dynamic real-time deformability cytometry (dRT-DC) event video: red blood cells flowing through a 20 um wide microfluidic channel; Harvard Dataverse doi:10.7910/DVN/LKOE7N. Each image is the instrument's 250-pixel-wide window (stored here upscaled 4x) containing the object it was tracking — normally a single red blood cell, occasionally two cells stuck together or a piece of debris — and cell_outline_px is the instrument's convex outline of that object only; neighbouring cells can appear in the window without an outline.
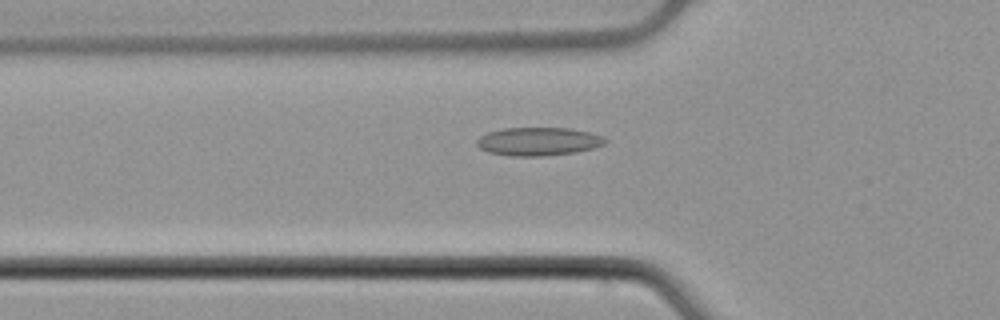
{"species": "common noctule bat (a hibernating species)", "species_latin": "Nyctalus noctula", "temperature_condition": "cold", "stored_images_in_passage": 48, "camera_frame_rate_fps": 3000, "um_per_image_px": 0.085, "animal": {"sex": "male", "body_mass_g": 21.5, "forearm_length_mm": 52.0}, "frame": {"image": 1, "passage_image": 18, "time_ms": 5.667, "image_size_px": [1000, 320], "cell_outline_px": [[608, 140], [604, 144], [592, 148], [576, 152], [544, 156], [508, 156], [488, 152], [480, 148], [476, 144], [476, 140], [480, 136], [488, 132], [504, 128], [572, 128], [604, 136]], "centroid_in_image_um": [45.75, 12.02], "position_along_channel_um": 80.0, "area_um2": 21.27}}
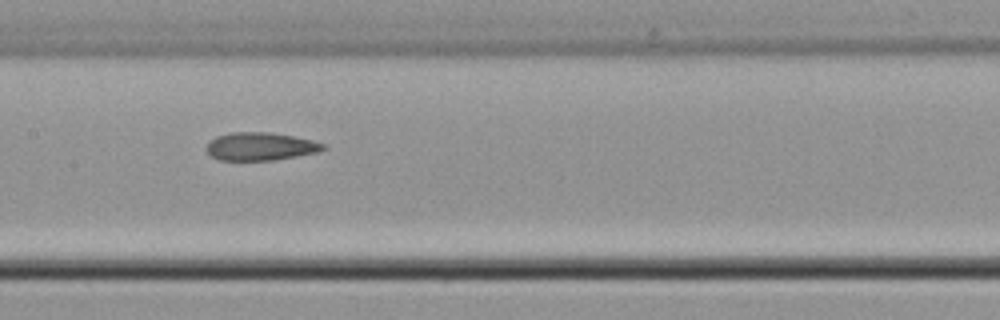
{"frame": {"image": 2, "passage_image": 26, "time_ms": 8.333, "image_size_px": [1000, 320], "cell_outline_px": [[328, 148], [320, 152], [272, 160], [220, 160], [212, 156], [204, 148], [208, 140], [216, 136], [232, 132], [268, 132], [292, 136], [312, 140], [328, 144]], "centroid_in_image_um": [22.15, 12.44], "position_along_channel_um": 185.3, "area_um2": 19.25}}
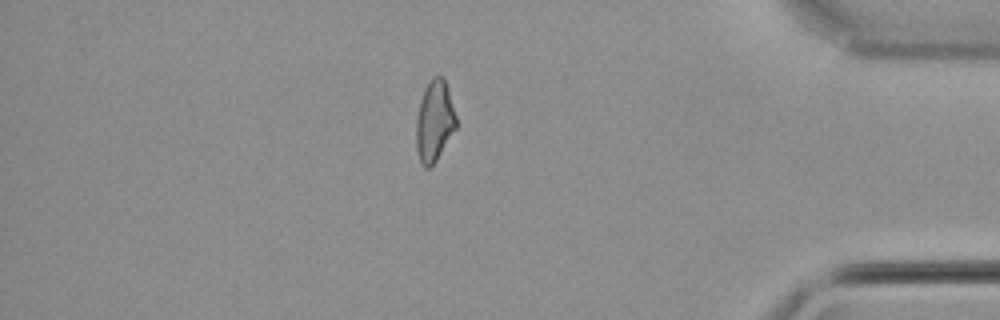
{"frame": {"image": 3, "passage_image": 45, "time_ms": 14.667, "image_size_px": [1000, 320], "cell_outline_px": [[456, 128], [436, 160], [428, 168], [424, 168], [420, 160], [416, 148], [416, 116], [420, 100], [424, 88], [432, 76], [444, 76], [448, 88], [456, 116]], "centroid_in_image_um": [36.92, 10.25], "position_along_channel_um": 398.3, "area_um2": 18.9}}